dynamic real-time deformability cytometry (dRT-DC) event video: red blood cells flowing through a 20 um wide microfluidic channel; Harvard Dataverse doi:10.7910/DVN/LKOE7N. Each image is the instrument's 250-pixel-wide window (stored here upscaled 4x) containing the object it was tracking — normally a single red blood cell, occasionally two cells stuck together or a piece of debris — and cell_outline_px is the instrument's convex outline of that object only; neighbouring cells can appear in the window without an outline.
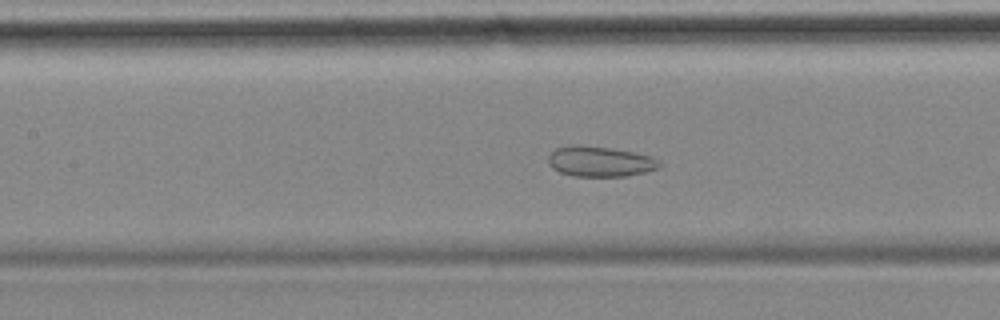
{"species": "common noctule bat (a hibernating species)", "species_latin": "Nyctalus noctula", "temperature_condition": "cold", "stored_images_in_passage": 36, "camera_frame_rate_fps": 3000, "um_per_image_px": 0.085, "animal": {"sex": "female", "body_mass_g": 18.4}, "frame": {"image": 1, "passage_image": 11, "time_ms": 3.333, "image_size_px": [1000, 320], "cell_outline_px": [[660, 168], [628, 176], [572, 176], [560, 172], [552, 168], [548, 164], [548, 156], [556, 148], [568, 144], [580, 144], [608, 148], [632, 152], [652, 156], [660, 164]], "centroid_in_image_um": [50.95, 13.72], "position_along_channel_um": 156.5, "area_um2": 19.71}, "authors_computed_cell_mechanics": {"area_um2": 20.3167, "velocity_mm_per_s": 3.476, "shape_relaxation_time_tau1_ms": null, "shape_relaxation_time_tau2_ms": 1.7687, "deformation_change_tau1": null, "deformation_change_tau2": 0.0605}}